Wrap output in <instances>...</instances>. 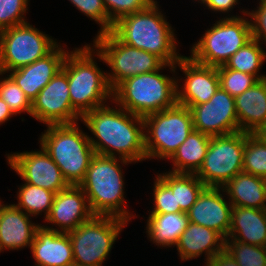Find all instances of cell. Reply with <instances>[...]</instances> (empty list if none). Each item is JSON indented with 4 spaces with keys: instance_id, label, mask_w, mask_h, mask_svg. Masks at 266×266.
<instances>
[{
    "instance_id": "6da1fadb",
    "label": "cell",
    "mask_w": 266,
    "mask_h": 266,
    "mask_svg": "<svg viewBox=\"0 0 266 266\" xmlns=\"http://www.w3.org/2000/svg\"><path fill=\"white\" fill-rule=\"evenodd\" d=\"M80 121L94 135L89 136V141L97 155L119 157L132 163L147 160L143 117L117 104L115 108L107 104L87 112Z\"/></svg>"
},
{
    "instance_id": "7a4b0ae2",
    "label": "cell",
    "mask_w": 266,
    "mask_h": 266,
    "mask_svg": "<svg viewBox=\"0 0 266 266\" xmlns=\"http://www.w3.org/2000/svg\"><path fill=\"white\" fill-rule=\"evenodd\" d=\"M161 12L155 0L146 9L118 19L111 32L126 45L155 54L166 64L175 65L182 55L177 52L175 30Z\"/></svg>"
},
{
    "instance_id": "3957f363",
    "label": "cell",
    "mask_w": 266,
    "mask_h": 266,
    "mask_svg": "<svg viewBox=\"0 0 266 266\" xmlns=\"http://www.w3.org/2000/svg\"><path fill=\"white\" fill-rule=\"evenodd\" d=\"M119 162L122 166L132 164L119 157L95 154L79 186L87 197L93 215L113 216L129 222L134 215L126 209L124 174Z\"/></svg>"
},
{
    "instance_id": "277c9868",
    "label": "cell",
    "mask_w": 266,
    "mask_h": 266,
    "mask_svg": "<svg viewBox=\"0 0 266 266\" xmlns=\"http://www.w3.org/2000/svg\"><path fill=\"white\" fill-rule=\"evenodd\" d=\"M166 67L176 74L177 66L165 64L162 69L120 82L112 90L113 103L141 117L173 107L177 103V78L161 74Z\"/></svg>"
},
{
    "instance_id": "5b68a950",
    "label": "cell",
    "mask_w": 266,
    "mask_h": 266,
    "mask_svg": "<svg viewBox=\"0 0 266 266\" xmlns=\"http://www.w3.org/2000/svg\"><path fill=\"white\" fill-rule=\"evenodd\" d=\"M95 49L89 44L68 51L62 69L67 73L70 102L82 117L95 108L112 101L106 73L95 62Z\"/></svg>"
},
{
    "instance_id": "8992f818",
    "label": "cell",
    "mask_w": 266,
    "mask_h": 266,
    "mask_svg": "<svg viewBox=\"0 0 266 266\" xmlns=\"http://www.w3.org/2000/svg\"><path fill=\"white\" fill-rule=\"evenodd\" d=\"M79 123L47 125L40 136V147L58 165L69 185H79L95 156L89 135L79 129Z\"/></svg>"
},
{
    "instance_id": "52a82bcc",
    "label": "cell",
    "mask_w": 266,
    "mask_h": 266,
    "mask_svg": "<svg viewBox=\"0 0 266 266\" xmlns=\"http://www.w3.org/2000/svg\"><path fill=\"white\" fill-rule=\"evenodd\" d=\"M244 16H226L216 21L192 46L190 57L203 65L219 67L253 39L251 22ZM244 17V18H243Z\"/></svg>"
},
{
    "instance_id": "ba28073f",
    "label": "cell",
    "mask_w": 266,
    "mask_h": 266,
    "mask_svg": "<svg viewBox=\"0 0 266 266\" xmlns=\"http://www.w3.org/2000/svg\"><path fill=\"white\" fill-rule=\"evenodd\" d=\"M144 120L147 159L168 160L194 130L190 109L176 103L151 113Z\"/></svg>"
},
{
    "instance_id": "9c48e42d",
    "label": "cell",
    "mask_w": 266,
    "mask_h": 266,
    "mask_svg": "<svg viewBox=\"0 0 266 266\" xmlns=\"http://www.w3.org/2000/svg\"><path fill=\"white\" fill-rule=\"evenodd\" d=\"M94 38L91 45L95 48L96 59L111 69L106 76L112 90L126 78L162 69L166 64L155 54L126 45L111 31Z\"/></svg>"
},
{
    "instance_id": "30bf717a",
    "label": "cell",
    "mask_w": 266,
    "mask_h": 266,
    "mask_svg": "<svg viewBox=\"0 0 266 266\" xmlns=\"http://www.w3.org/2000/svg\"><path fill=\"white\" fill-rule=\"evenodd\" d=\"M127 223L118 217L93 215L75 230L68 232L74 265L103 266Z\"/></svg>"
},
{
    "instance_id": "8fae6325",
    "label": "cell",
    "mask_w": 266,
    "mask_h": 266,
    "mask_svg": "<svg viewBox=\"0 0 266 266\" xmlns=\"http://www.w3.org/2000/svg\"><path fill=\"white\" fill-rule=\"evenodd\" d=\"M59 42L29 22L0 31V72L30 65L49 54Z\"/></svg>"
},
{
    "instance_id": "7c38bea8",
    "label": "cell",
    "mask_w": 266,
    "mask_h": 266,
    "mask_svg": "<svg viewBox=\"0 0 266 266\" xmlns=\"http://www.w3.org/2000/svg\"><path fill=\"white\" fill-rule=\"evenodd\" d=\"M245 132L211 136L202 165L195 175L207 186L222 188L243 171Z\"/></svg>"
},
{
    "instance_id": "4fadbf2b",
    "label": "cell",
    "mask_w": 266,
    "mask_h": 266,
    "mask_svg": "<svg viewBox=\"0 0 266 266\" xmlns=\"http://www.w3.org/2000/svg\"><path fill=\"white\" fill-rule=\"evenodd\" d=\"M31 117L47 125L74 124L81 116L73 109L67 73L60 69L32 101Z\"/></svg>"
},
{
    "instance_id": "5bb4252c",
    "label": "cell",
    "mask_w": 266,
    "mask_h": 266,
    "mask_svg": "<svg viewBox=\"0 0 266 266\" xmlns=\"http://www.w3.org/2000/svg\"><path fill=\"white\" fill-rule=\"evenodd\" d=\"M194 130L209 136H219L239 131L235 97L219 87L206 103L188 107Z\"/></svg>"
},
{
    "instance_id": "9a60e30c",
    "label": "cell",
    "mask_w": 266,
    "mask_h": 266,
    "mask_svg": "<svg viewBox=\"0 0 266 266\" xmlns=\"http://www.w3.org/2000/svg\"><path fill=\"white\" fill-rule=\"evenodd\" d=\"M40 148L39 151L6 154L7 162L25 183L58 193L69 184L58 165L42 147Z\"/></svg>"
},
{
    "instance_id": "2e32d148",
    "label": "cell",
    "mask_w": 266,
    "mask_h": 266,
    "mask_svg": "<svg viewBox=\"0 0 266 266\" xmlns=\"http://www.w3.org/2000/svg\"><path fill=\"white\" fill-rule=\"evenodd\" d=\"M175 66L185 76L184 81L177 77V103L182 106L193 107L206 103L220 87L217 67L195 62L190 56H182ZM179 80L184 82L183 86Z\"/></svg>"
},
{
    "instance_id": "e0dca14e",
    "label": "cell",
    "mask_w": 266,
    "mask_h": 266,
    "mask_svg": "<svg viewBox=\"0 0 266 266\" xmlns=\"http://www.w3.org/2000/svg\"><path fill=\"white\" fill-rule=\"evenodd\" d=\"M92 216L93 213L82 188L79 185H69L55 194L50 213L44 219L48 224L51 223L58 228L43 226L61 233H68Z\"/></svg>"
},
{
    "instance_id": "ac0fdd59",
    "label": "cell",
    "mask_w": 266,
    "mask_h": 266,
    "mask_svg": "<svg viewBox=\"0 0 266 266\" xmlns=\"http://www.w3.org/2000/svg\"><path fill=\"white\" fill-rule=\"evenodd\" d=\"M224 194L223 188L206 187L187 214L189 222L212 229L227 239L233 206L224 199Z\"/></svg>"
},
{
    "instance_id": "d6986e66",
    "label": "cell",
    "mask_w": 266,
    "mask_h": 266,
    "mask_svg": "<svg viewBox=\"0 0 266 266\" xmlns=\"http://www.w3.org/2000/svg\"><path fill=\"white\" fill-rule=\"evenodd\" d=\"M58 44L49 54L30 65L12 70L9 76L24 91L32 102L38 93L62 69L66 54L69 50Z\"/></svg>"
},
{
    "instance_id": "ffe728a7",
    "label": "cell",
    "mask_w": 266,
    "mask_h": 266,
    "mask_svg": "<svg viewBox=\"0 0 266 266\" xmlns=\"http://www.w3.org/2000/svg\"><path fill=\"white\" fill-rule=\"evenodd\" d=\"M36 266H73V250L68 233L44 227L37 228L30 248Z\"/></svg>"
},
{
    "instance_id": "44dd1931",
    "label": "cell",
    "mask_w": 266,
    "mask_h": 266,
    "mask_svg": "<svg viewBox=\"0 0 266 266\" xmlns=\"http://www.w3.org/2000/svg\"><path fill=\"white\" fill-rule=\"evenodd\" d=\"M30 217L15 204L4 205L0 215V253L7 249L31 248L40 225L31 222Z\"/></svg>"
},
{
    "instance_id": "7402d4cb",
    "label": "cell",
    "mask_w": 266,
    "mask_h": 266,
    "mask_svg": "<svg viewBox=\"0 0 266 266\" xmlns=\"http://www.w3.org/2000/svg\"><path fill=\"white\" fill-rule=\"evenodd\" d=\"M176 248L181 261L192 260L205 254V266L218 253L225 250V239L212 229L189 222Z\"/></svg>"
},
{
    "instance_id": "603a6c76",
    "label": "cell",
    "mask_w": 266,
    "mask_h": 266,
    "mask_svg": "<svg viewBox=\"0 0 266 266\" xmlns=\"http://www.w3.org/2000/svg\"><path fill=\"white\" fill-rule=\"evenodd\" d=\"M227 239L266 247V209L233 206Z\"/></svg>"
},
{
    "instance_id": "cb8c5ba5",
    "label": "cell",
    "mask_w": 266,
    "mask_h": 266,
    "mask_svg": "<svg viewBox=\"0 0 266 266\" xmlns=\"http://www.w3.org/2000/svg\"><path fill=\"white\" fill-rule=\"evenodd\" d=\"M239 131L254 133L266 119V78L235 97Z\"/></svg>"
},
{
    "instance_id": "d4e9b609",
    "label": "cell",
    "mask_w": 266,
    "mask_h": 266,
    "mask_svg": "<svg viewBox=\"0 0 266 266\" xmlns=\"http://www.w3.org/2000/svg\"><path fill=\"white\" fill-rule=\"evenodd\" d=\"M232 206L266 209V179L240 172L223 187Z\"/></svg>"
},
{
    "instance_id": "484cf974",
    "label": "cell",
    "mask_w": 266,
    "mask_h": 266,
    "mask_svg": "<svg viewBox=\"0 0 266 266\" xmlns=\"http://www.w3.org/2000/svg\"><path fill=\"white\" fill-rule=\"evenodd\" d=\"M146 224L147 238L159 247H175L189 224L186 212L149 214Z\"/></svg>"
},
{
    "instance_id": "4316f807",
    "label": "cell",
    "mask_w": 266,
    "mask_h": 266,
    "mask_svg": "<svg viewBox=\"0 0 266 266\" xmlns=\"http://www.w3.org/2000/svg\"><path fill=\"white\" fill-rule=\"evenodd\" d=\"M211 136L193 130L169 159L173 169L169 172L195 174L205 159Z\"/></svg>"
},
{
    "instance_id": "83f0119b",
    "label": "cell",
    "mask_w": 266,
    "mask_h": 266,
    "mask_svg": "<svg viewBox=\"0 0 266 266\" xmlns=\"http://www.w3.org/2000/svg\"><path fill=\"white\" fill-rule=\"evenodd\" d=\"M175 192L176 207L188 212L207 187L195 174L164 172L158 174Z\"/></svg>"
},
{
    "instance_id": "f1b7e54d",
    "label": "cell",
    "mask_w": 266,
    "mask_h": 266,
    "mask_svg": "<svg viewBox=\"0 0 266 266\" xmlns=\"http://www.w3.org/2000/svg\"><path fill=\"white\" fill-rule=\"evenodd\" d=\"M266 59V51L262 45L255 39H252L245 46L241 47L225 63V67L240 72L254 75L258 80L266 78V75L260 74L263 62Z\"/></svg>"
},
{
    "instance_id": "f546056e",
    "label": "cell",
    "mask_w": 266,
    "mask_h": 266,
    "mask_svg": "<svg viewBox=\"0 0 266 266\" xmlns=\"http://www.w3.org/2000/svg\"><path fill=\"white\" fill-rule=\"evenodd\" d=\"M18 190V204L15 205L19 209L29 216L42 215V212L44 218L49 215L56 193L28 183L20 185Z\"/></svg>"
},
{
    "instance_id": "4dcf8cb0",
    "label": "cell",
    "mask_w": 266,
    "mask_h": 266,
    "mask_svg": "<svg viewBox=\"0 0 266 266\" xmlns=\"http://www.w3.org/2000/svg\"><path fill=\"white\" fill-rule=\"evenodd\" d=\"M243 172L266 179V142L245 132Z\"/></svg>"
},
{
    "instance_id": "1f68e13d",
    "label": "cell",
    "mask_w": 266,
    "mask_h": 266,
    "mask_svg": "<svg viewBox=\"0 0 266 266\" xmlns=\"http://www.w3.org/2000/svg\"><path fill=\"white\" fill-rule=\"evenodd\" d=\"M227 251L239 266H266V247L225 239Z\"/></svg>"
},
{
    "instance_id": "d6a6232c",
    "label": "cell",
    "mask_w": 266,
    "mask_h": 266,
    "mask_svg": "<svg viewBox=\"0 0 266 266\" xmlns=\"http://www.w3.org/2000/svg\"><path fill=\"white\" fill-rule=\"evenodd\" d=\"M0 72V97L8 104L12 112L17 115L27 113L31 116L32 102L16 82L8 75Z\"/></svg>"
},
{
    "instance_id": "836d02e7",
    "label": "cell",
    "mask_w": 266,
    "mask_h": 266,
    "mask_svg": "<svg viewBox=\"0 0 266 266\" xmlns=\"http://www.w3.org/2000/svg\"><path fill=\"white\" fill-rule=\"evenodd\" d=\"M217 71L220 87L233 97L242 94L258 81L254 75L232 70L224 65L217 67Z\"/></svg>"
},
{
    "instance_id": "e575fe53",
    "label": "cell",
    "mask_w": 266,
    "mask_h": 266,
    "mask_svg": "<svg viewBox=\"0 0 266 266\" xmlns=\"http://www.w3.org/2000/svg\"><path fill=\"white\" fill-rule=\"evenodd\" d=\"M153 204L154 208L149 214H165L183 212L180 207H176L175 192L172 188L158 175L155 176L153 186Z\"/></svg>"
},
{
    "instance_id": "d590c367",
    "label": "cell",
    "mask_w": 266,
    "mask_h": 266,
    "mask_svg": "<svg viewBox=\"0 0 266 266\" xmlns=\"http://www.w3.org/2000/svg\"><path fill=\"white\" fill-rule=\"evenodd\" d=\"M108 14V31L121 17L146 9L155 0H102Z\"/></svg>"
},
{
    "instance_id": "8d00e7d4",
    "label": "cell",
    "mask_w": 266,
    "mask_h": 266,
    "mask_svg": "<svg viewBox=\"0 0 266 266\" xmlns=\"http://www.w3.org/2000/svg\"><path fill=\"white\" fill-rule=\"evenodd\" d=\"M30 0H0V31L27 22Z\"/></svg>"
},
{
    "instance_id": "74e56055",
    "label": "cell",
    "mask_w": 266,
    "mask_h": 266,
    "mask_svg": "<svg viewBox=\"0 0 266 266\" xmlns=\"http://www.w3.org/2000/svg\"><path fill=\"white\" fill-rule=\"evenodd\" d=\"M77 10L100 25L97 34L108 32V14L102 0H69Z\"/></svg>"
},
{
    "instance_id": "f35d334b",
    "label": "cell",
    "mask_w": 266,
    "mask_h": 266,
    "mask_svg": "<svg viewBox=\"0 0 266 266\" xmlns=\"http://www.w3.org/2000/svg\"><path fill=\"white\" fill-rule=\"evenodd\" d=\"M246 16L250 18L253 39L266 45V1L260 0L257 9L247 12Z\"/></svg>"
},
{
    "instance_id": "ab89813d",
    "label": "cell",
    "mask_w": 266,
    "mask_h": 266,
    "mask_svg": "<svg viewBox=\"0 0 266 266\" xmlns=\"http://www.w3.org/2000/svg\"><path fill=\"white\" fill-rule=\"evenodd\" d=\"M236 4H239V0H206L203 5H206L208 10L210 9L216 13L228 14Z\"/></svg>"
},
{
    "instance_id": "60d3db41",
    "label": "cell",
    "mask_w": 266,
    "mask_h": 266,
    "mask_svg": "<svg viewBox=\"0 0 266 266\" xmlns=\"http://www.w3.org/2000/svg\"><path fill=\"white\" fill-rule=\"evenodd\" d=\"M205 266H239V264L227 251L224 250L223 252L218 253Z\"/></svg>"
},
{
    "instance_id": "b9f144b4",
    "label": "cell",
    "mask_w": 266,
    "mask_h": 266,
    "mask_svg": "<svg viewBox=\"0 0 266 266\" xmlns=\"http://www.w3.org/2000/svg\"><path fill=\"white\" fill-rule=\"evenodd\" d=\"M11 116H15L8 104L0 97V125L7 122Z\"/></svg>"
},
{
    "instance_id": "7bdbcfd3",
    "label": "cell",
    "mask_w": 266,
    "mask_h": 266,
    "mask_svg": "<svg viewBox=\"0 0 266 266\" xmlns=\"http://www.w3.org/2000/svg\"><path fill=\"white\" fill-rule=\"evenodd\" d=\"M253 134H255L259 139L266 142V119L264 123L259 128H257Z\"/></svg>"
},
{
    "instance_id": "ee69618b",
    "label": "cell",
    "mask_w": 266,
    "mask_h": 266,
    "mask_svg": "<svg viewBox=\"0 0 266 266\" xmlns=\"http://www.w3.org/2000/svg\"><path fill=\"white\" fill-rule=\"evenodd\" d=\"M4 205H5V204H3V203L1 202V200H0V215H1V212H2V209H3Z\"/></svg>"
},
{
    "instance_id": "f6af8a7d",
    "label": "cell",
    "mask_w": 266,
    "mask_h": 266,
    "mask_svg": "<svg viewBox=\"0 0 266 266\" xmlns=\"http://www.w3.org/2000/svg\"><path fill=\"white\" fill-rule=\"evenodd\" d=\"M199 2V3H201V4H204V2L206 1V0H195V2Z\"/></svg>"
}]
</instances>
